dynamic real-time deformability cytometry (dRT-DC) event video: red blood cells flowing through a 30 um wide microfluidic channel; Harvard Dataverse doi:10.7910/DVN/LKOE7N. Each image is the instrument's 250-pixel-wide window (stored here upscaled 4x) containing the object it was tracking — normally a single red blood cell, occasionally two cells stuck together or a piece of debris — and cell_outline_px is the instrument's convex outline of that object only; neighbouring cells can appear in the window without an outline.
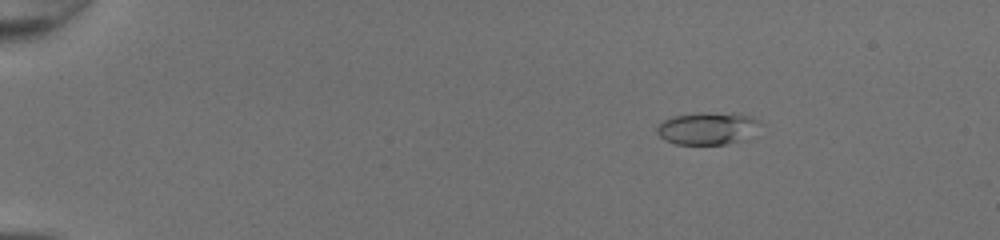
{"species": "common noctule bat (a hibernating species)", "species_latin": "Nyctalus noctula", "temperature_condition": "room temperature", "stored_images_in_passage": 47, "camera_frame_rate_fps": 3000, "um_per_image_px": 0.085, "animal": {"sex": "female", "body_mass_g": 20.0, "forearm_length_mm": 54.0}, "frame": {"image": 1, "passage_image": 5, "time_ms": 1.333, "image_size_px": [1000, 240], "cell_outline_px": [[764, 124], [740, 140], [724, 144], [676, 144], [664, 140], [656, 132], [656, 128], [664, 120], [672, 116], [700, 112], [736, 112], [752, 116], [760, 120]], "centroid_in_image_um": [60.15, 10.87], "position_along_channel_um": 24.8, "area_um2": 19.71}}
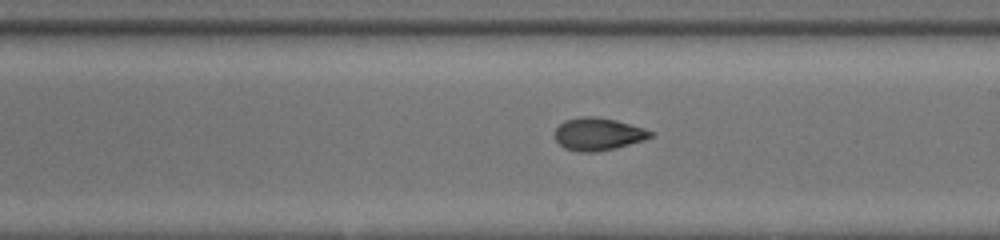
{"frame": {"image": 2, "passage_image": 28, "time_ms": 9.0, "image_size_px": [1000, 240], "cell_outline_px": [[656, 132], [652, 136], [644, 140], [616, 148], [596, 152], [576, 152], [564, 148], [556, 140], [556, 128], [564, 120], [580, 116], [596, 116], [616, 120], [644, 128]], "centroid_in_image_um": [50.85, 11.39], "position_along_channel_um": 238.1, "area_um2": 18.32}}
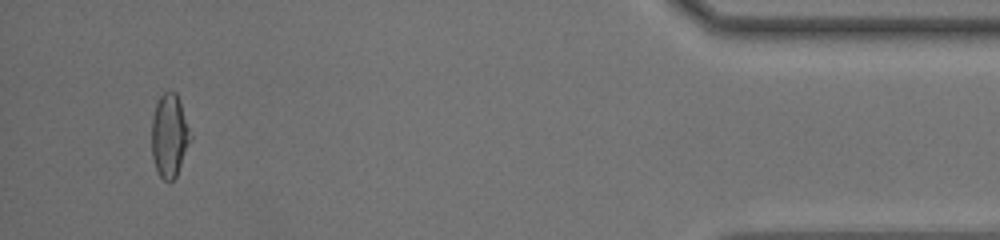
{"frame": {"image": 3, "passage_image": 45, "time_ms": 14.667, "image_size_px": [1000, 240], "cell_outline_px": [[192, 136], [176, 176], [172, 180], [164, 180], [160, 176], [156, 168], [152, 156], [152, 120], [156, 104], [160, 96], [168, 88], [176, 92], [180, 100]], "centroid_in_image_um": [14.4, 11.47], "position_along_channel_um": 420.8, "area_um2": 18.73}, "authors_computed_cell_mechanics": {"area_um2": 18.3804, "velocity_mm_per_s": 4.293, "shape_relaxation_time_tau1_ms": 6.8505, "shape_relaxation_time_tau2_ms": 0.798, "deformation_change_tau1": 0.2246, "deformation_change_tau2": 0.0601}}